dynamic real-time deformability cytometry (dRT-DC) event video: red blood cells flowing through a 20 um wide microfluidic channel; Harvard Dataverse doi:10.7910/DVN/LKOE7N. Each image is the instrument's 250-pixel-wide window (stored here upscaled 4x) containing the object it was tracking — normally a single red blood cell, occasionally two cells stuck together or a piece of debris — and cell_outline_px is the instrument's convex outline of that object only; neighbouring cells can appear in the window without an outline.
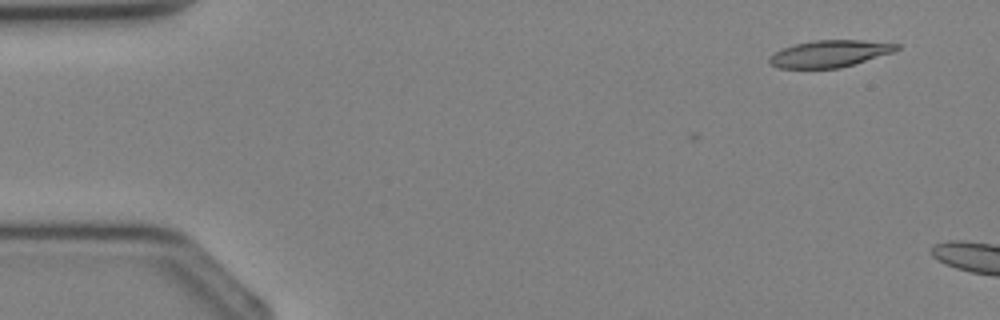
{"species": "Egyptian fruit bat (a non-hibernating species)", "species_latin": "Rousettus aegyptiacus", "temperature_condition": "cold", "stored_images_in_passage": 2, "camera_frame_rate_fps": 3000, "um_per_image_px": 0.085, "animal": {"sex": "female"}, "frame": {"image": 1, "passage_image": 2, "time_ms": 1.0, "image_size_px": [1000, 320], "cell_outline_px": [[900, 48], [896, 52], [840, 68], [776, 68], [768, 64], [768, 60], [776, 52], [784, 48], [796, 44], [816, 40], [860, 40], [900, 44]], "centroid_in_image_um": [70.57, 4.57], "position_along_channel_um": 14.4, "area_um2": 19.94}}